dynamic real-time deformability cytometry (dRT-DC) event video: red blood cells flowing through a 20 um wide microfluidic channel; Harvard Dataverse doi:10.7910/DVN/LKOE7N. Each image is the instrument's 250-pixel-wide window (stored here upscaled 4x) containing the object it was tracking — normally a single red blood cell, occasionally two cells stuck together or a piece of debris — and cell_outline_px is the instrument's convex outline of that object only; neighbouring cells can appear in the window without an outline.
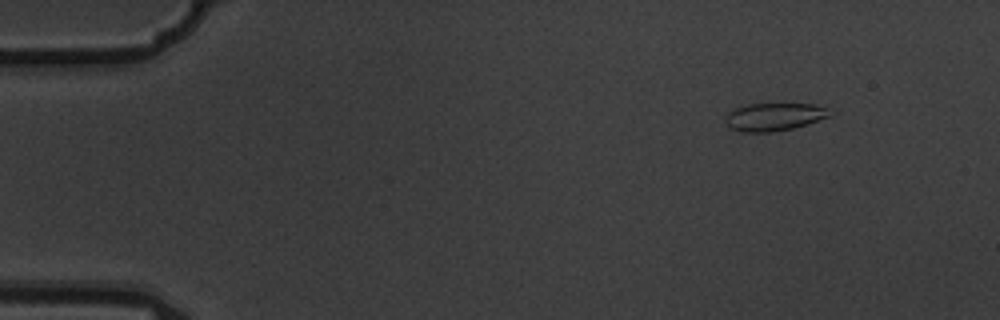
{"species": "common noctule bat (a hibernating species)", "species_latin": "Nyctalus noctula", "temperature_condition": "warm", "stored_images_in_passage": 5, "camera_frame_rate_fps": 3000, "um_per_image_px": 0.085, "animal": {"sex": "male", "body_mass_g": 19.5, "forearm_length_mm": 54.6}, "frame": {"image": 1, "passage_image": 1, "time_ms": 0.0, "image_size_px": [1000, 320], "cell_outline_px": [[836, 112], [832, 116], [808, 124], [792, 128], [772, 132], [740, 132], [728, 128], [724, 120], [724, 116], [728, 112], [736, 108], [748, 104], [784, 100], [816, 104]], "centroid_in_image_um": [65.85, 9.87], "position_along_channel_um": 19.1, "area_um2": 18.26}}
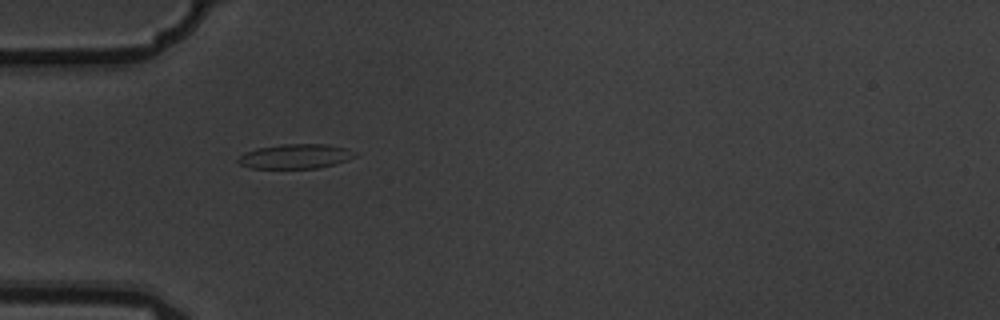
{"frame": {"image": 2, "passage_image": 4, "time_ms": 1.0, "image_size_px": [1000, 320], "cell_outline_px": [[356, 156], [348, 160], [316, 168], [252, 168], [240, 164], [236, 160], [244, 152], [256, 148], [280, 144], [328, 144], [344, 148], [356, 152]], "centroid_in_image_um": [25.08, 13.28], "position_along_channel_um": 59.9, "area_um2": 16.65}}
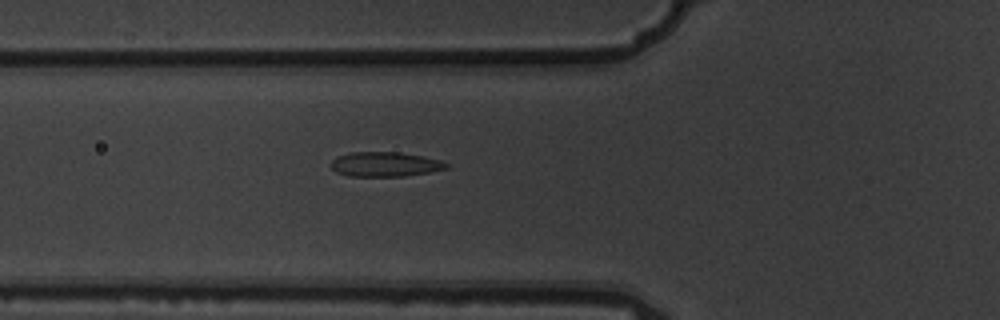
{"frame": {"image": 3, "passage_image": 5, "time_ms": 1.333, "image_size_px": [1000, 320], "cell_outline_px": [[448, 168], [428, 172], [404, 176], [348, 176], [336, 172], [332, 168], [332, 160], [336, 156], [352, 152], [400, 152], [424, 156], [440, 160], [448, 164]], "centroid_in_image_um": [32.72, 13.96], "position_along_channel_um": 93.1, "area_um2": 16.53}}